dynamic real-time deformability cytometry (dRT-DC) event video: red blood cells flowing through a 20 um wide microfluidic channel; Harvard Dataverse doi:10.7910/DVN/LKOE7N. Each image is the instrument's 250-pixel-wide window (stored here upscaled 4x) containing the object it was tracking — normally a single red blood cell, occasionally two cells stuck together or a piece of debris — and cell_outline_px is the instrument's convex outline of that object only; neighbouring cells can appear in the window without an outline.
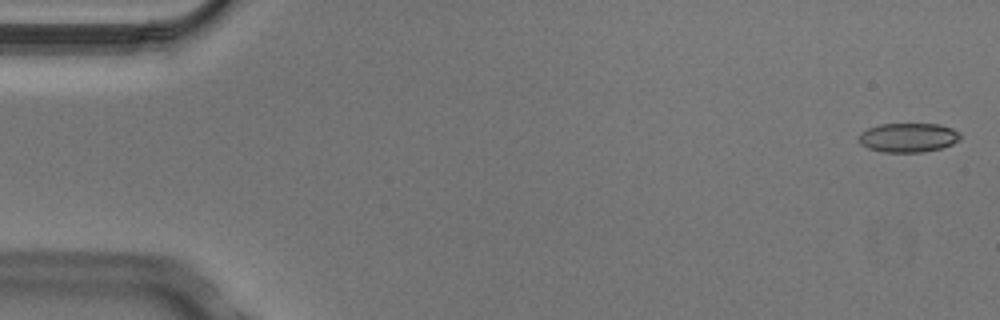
{"species": "Egyptian fruit bat (a non-hibernating species)", "species_latin": "Rousettus aegyptiacus", "temperature_condition": "cold", "stored_images_in_passage": 6, "camera_frame_rate_fps": 3000, "um_per_image_px": 0.085, "animal": {"sex": "male"}, "frame": {"image": 1, "passage_image": 1, "time_ms": 0.0, "image_size_px": [1000, 320], "cell_outline_px": [[960, 140], [952, 144], [940, 148], [920, 152], [884, 152], [868, 148], [860, 144], [860, 132], [868, 128], [880, 124], [940, 124], [952, 128], [960, 132]], "centroid_in_image_um": [77.21, 11.68], "position_along_channel_um": 7.8, "area_um2": 17.22}}